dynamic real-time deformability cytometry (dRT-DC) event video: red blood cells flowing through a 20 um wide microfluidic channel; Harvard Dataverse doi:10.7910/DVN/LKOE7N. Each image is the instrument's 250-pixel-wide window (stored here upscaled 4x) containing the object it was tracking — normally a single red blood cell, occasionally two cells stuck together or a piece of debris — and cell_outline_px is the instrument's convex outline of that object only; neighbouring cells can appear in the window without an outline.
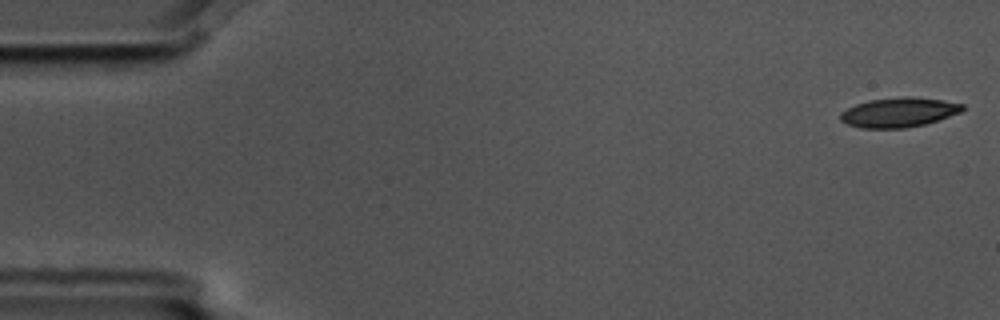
{"species": "common noctule bat (a hibernating species)", "species_latin": "Nyctalus noctula", "temperature_condition": "cold", "stored_images_in_passage": 11, "camera_frame_rate_fps": 3000, "um_per_image_px": 0.085, "animal": {"sex": "male", "body_mass_g": 17.5, "forearm_length_mm": 52.3}, "frame": {"image": 1, "passage_image": 1, "time_ms": 0.0, "image_size_px": [1000, 320], "cell_outline_px": [[964, 108], [960, 112], [924, 124], [904, 128], [860, 128], [848, 124], [840, 120], [840, 112], [856, 104], [868, 100], [900, 96], [912, 96], [940, 100], [964, 104]], "centroid_in_image_um": [76.36, 9.54], "position_along_channel_um": 8.6, "area_um2": 20.92}}